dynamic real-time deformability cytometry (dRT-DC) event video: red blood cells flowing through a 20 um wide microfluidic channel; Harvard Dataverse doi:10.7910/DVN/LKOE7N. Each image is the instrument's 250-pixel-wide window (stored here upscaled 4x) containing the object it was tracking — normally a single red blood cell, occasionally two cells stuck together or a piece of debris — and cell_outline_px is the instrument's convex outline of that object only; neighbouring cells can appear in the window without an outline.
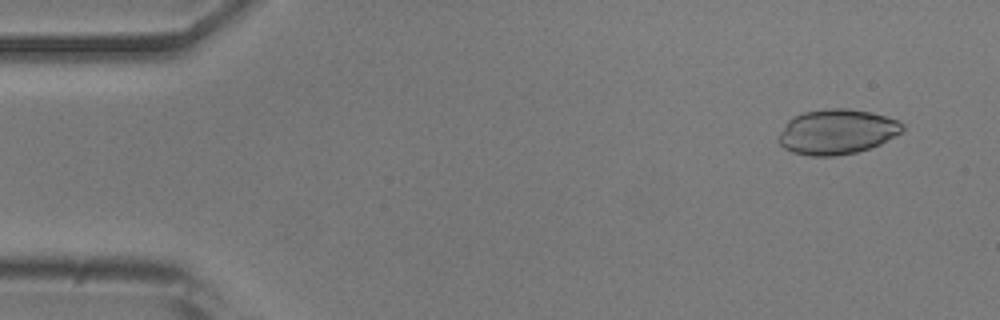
{"species": "common noctule bat (a hibernating species)", "species_latin": "Nyctalus noctula", "temperature_condition": "room temperature", "stored_images_in_passage": 52, "camera_frame_rate_fps": 3000, "um_per_image_px": 0.085, "animal": {"sex": "male", "body_mass_g": 20.5, "forearm_length_mm": 52.5}, "frame": {"image": 1, "passage_image": 4, "time_ms": 1.0, "image_size_px": [1000, 320], "cell_outline_px": [[904, 128], [900, 132], [880, 144], [856, 152], [836, 156], [808, 156], [792, 152], [784, 148], [776, 140], [780, 132], [788, 120], [804, 112], [828, 108], [848, 108], [872, 112], [900, 120], [904, 124]], "centroid_in_image_um": [71.13, 11.2], "position_along_channel_um": 13.9, "area_um2": 32.6}}
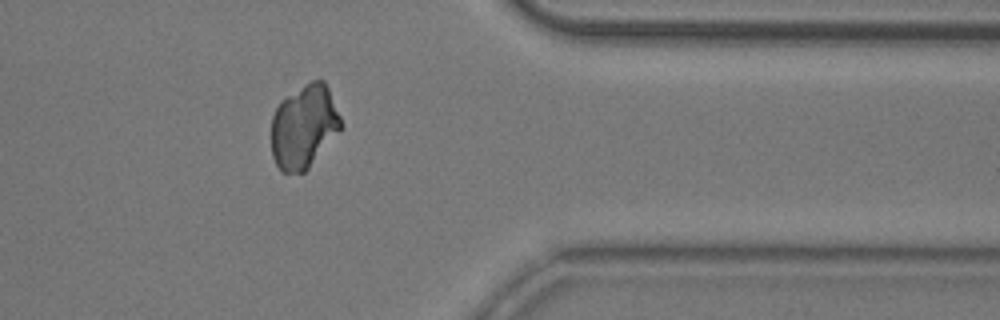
{"frame": {"image": 2, "passage_image": 42, "time_ms": 13.667, "image_size_px": [1000, 320], "cell_outline_px": [[340, 128], [308, 168], [304, 172], [280, 172], [272, 156], [272, 116], [276, 108], [288, 96], [304, 84], [312, 80], [324, 80], [328, 88], [340, 116]], "centroid_in_image_um": [25.81, 10.76], "position_along_channel_um": 385.6, "area_um2": 33.0}}